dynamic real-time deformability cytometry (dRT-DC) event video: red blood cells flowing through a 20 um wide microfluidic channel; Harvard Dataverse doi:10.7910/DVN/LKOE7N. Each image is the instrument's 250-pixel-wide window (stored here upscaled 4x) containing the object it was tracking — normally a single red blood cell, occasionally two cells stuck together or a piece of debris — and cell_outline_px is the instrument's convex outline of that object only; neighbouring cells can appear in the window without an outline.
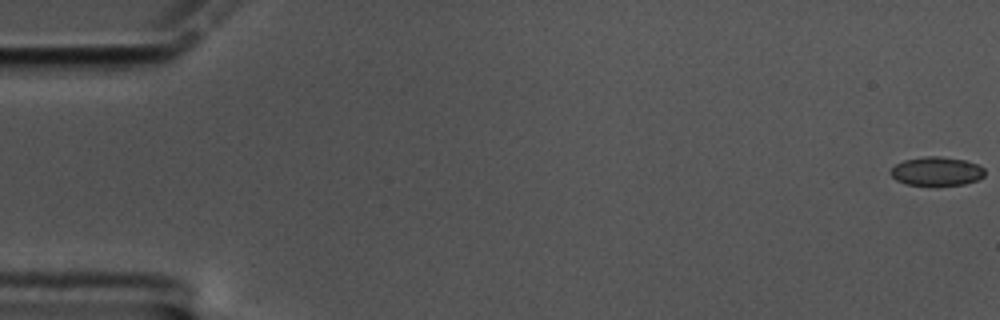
{"species": "common noctule bat (a hibernating species)", "species_latin": "Nyctalus noctula", "temperature_condition": "cold", "stored_images_in_passage": 60, "camera_frame_rate_fps": 3000, "um_per_image_px": 0.085, "animal": {"sex": "male", "body_mass_g": 17.5, "forearm_length_mm": 52.3}, "frame": {"image": 1, "passage_image": 1, "time_ms": 0.0, "image_size_px": [1000, 320], "cell_outline_px": [[984, 176], [976, 180], [964, 184], [936, 188], [904, 184], [896, 180], [888, 172], [896, 164], [904, 160], [924, 156], [940, 156], [964, 160], [976, 164], [984, 168]], "centroid_in_image_um": [79.57, 14.6], "position_along_channel_um": 5.4, "area_um2": 16.42}}
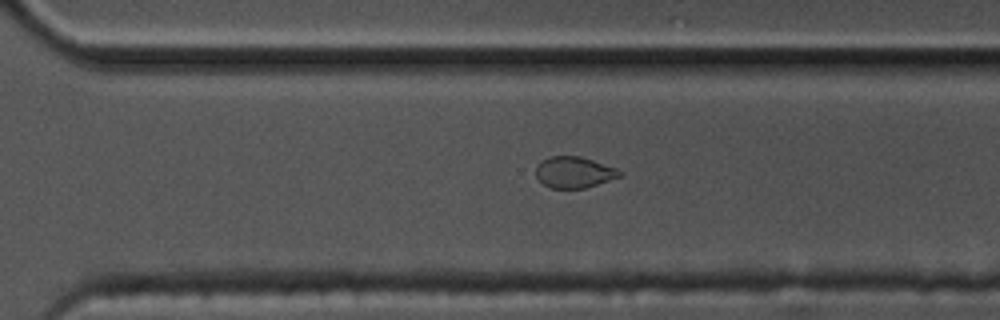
{"frame": {"image": 2, "passage_image": 42, "time_ms": 13.667, "image_size_px": [1000, 320], "cell_outline_px": [[624, 176], [584, 188], [552, 188], [544, 184], [536, 176], [536, 164], [540, 160], [548, 156], [580, 156], [616, 168], [624, 172]], "centroid_in_image_um": [48.81, 14.63], "position_along_channel_um": 321.8, "area_um2": 15.37}}
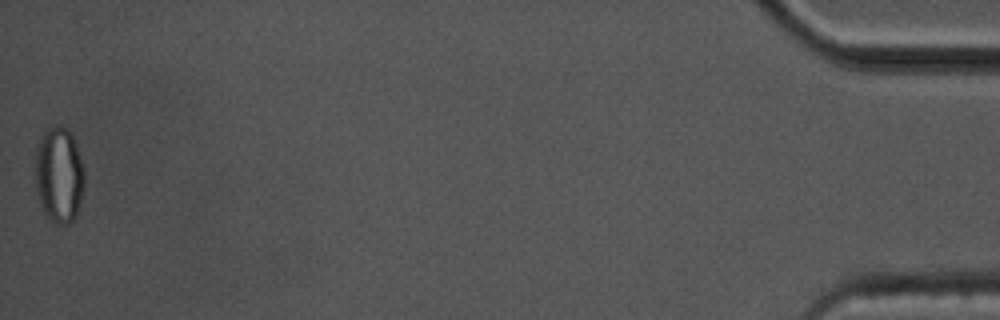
{"frame": {"image": 3, "passage_image": 60, "time_ms": 19.667, "image_size_px": [1000, 320], "cell_outline_px": [[84, 188], [80, 204], [76, 216], [68, 224], [56, 224], [48, 220], [40, 204], [36, 188], [36, 148], [40, 136], [48, 128], [56, 124], [68, 128], [76, 144], [84, 172]], "centroid_in_image_um": [5.02, 14.88], "position_along_channel_um": 430.2, "area_um2": 27.69}, "authors_computed_cell_mechanics": {"area_um2": 16.0973, "velocity_mm_per_s": 3.4114, "shape_relaxation_time_tau1_ms": null, "shape_relaxation_time_tau2_ms": 1.3484, "deformation_change_tau1": null, "deformation_change_tau2": 0.0587}}